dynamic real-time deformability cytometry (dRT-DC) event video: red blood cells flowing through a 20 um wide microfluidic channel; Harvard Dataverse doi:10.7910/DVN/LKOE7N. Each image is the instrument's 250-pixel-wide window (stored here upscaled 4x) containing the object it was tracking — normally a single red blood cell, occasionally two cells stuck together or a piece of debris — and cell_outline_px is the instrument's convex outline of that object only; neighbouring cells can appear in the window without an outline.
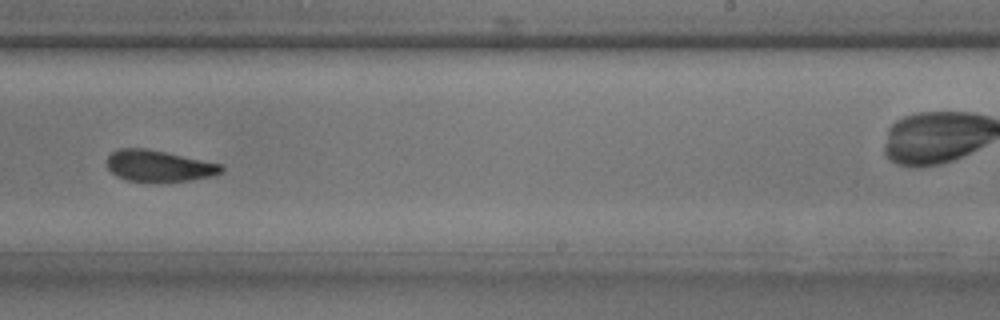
{"species": "common noctule bat (a hibernating species)", "species_latin": "Nyctalus noctula", "temperature_condition": "room temperature", "stored_images_in_passage": 32, "camera_frame_rate_fps": 3000, "um_per_image_px": 0.085, "animal": {"sex": "male", "body_mass_g": 17.9, "forearm_length_mm": 54.2}, "frame": {"image": 1, "passage_image": 19, "time_ms": 6.0, "image_size_px": [1000, 320], "cell_outline_px": [[224, 168], [220, 172], [212, 176], [192, 180], [124, 180], [116, 176], [108, 168], [108, 156], [116, 148], [144, 148], [164, 152], [220, 164]], "centroid_in_image_um": [13.45, 14.08], "position_along_channel_um": 275.5, "area_um2": 20.23}}
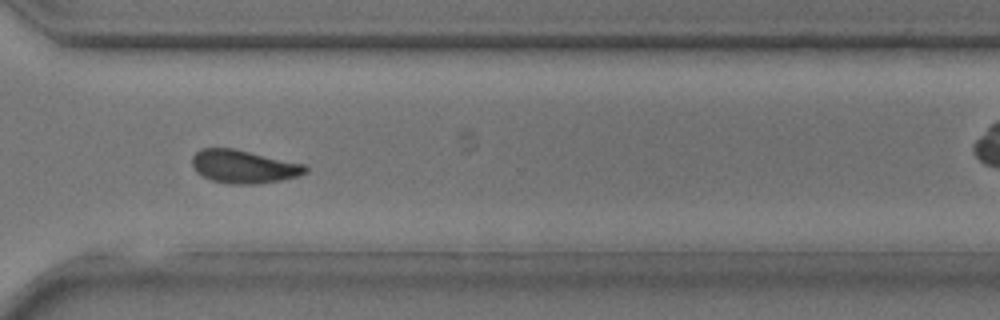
{"frame": {"image": 2, "passage_image": 23, "time_ms": 7.333, "image_size_px": [1000, 320], "cell_outline_px": [[308, 172], [300, 176], [280, 180], [256, 184], [228, 184], [212, 180], [196, 172], [192, 164], [192, 156], [200, 148], [232, 148], [304, 164], [308, 168]], "centroid_in_image_um": [20.71, 14.16], "position_along_channel_um": 349.9, "area_um2": 21.85}}